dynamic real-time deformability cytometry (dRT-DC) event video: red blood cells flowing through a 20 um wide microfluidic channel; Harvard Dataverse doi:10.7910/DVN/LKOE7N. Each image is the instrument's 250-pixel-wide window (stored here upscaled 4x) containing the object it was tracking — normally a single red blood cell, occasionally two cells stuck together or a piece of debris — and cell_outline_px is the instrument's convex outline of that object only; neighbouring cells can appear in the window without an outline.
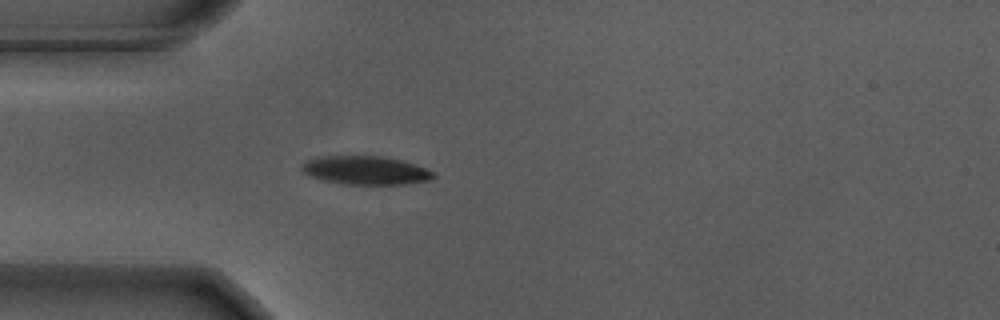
{"species": "Egyptian fruit bat (a non-hibernating species)", "species_latin": "Rousettus aegyptiacus", "temperature_condition": "warm", "stored_images_in_passage": 34, "camera_frame_rate_fps": 3000, "um_per_image_px": 0.085, "animal": {"sex": "male"}, "frame": {"image": 1, "passage_image": 1, "time_ms": 0.0, "image_size_px": [1000, 320], "cell_outline_px": [[436, 176], [428, 180], [408, 184], [344, 184], [324, 180], [312, 176], [304, 172], [300, 168], [300, 164], [304, 160], [316, 156], [384, 156], [400, 160], [424, 168], [432, 172]], "centroid_in_image_um": [31.01, 14.47], "position_along_channel_um": 54.0, "area_um2": 21.79}}
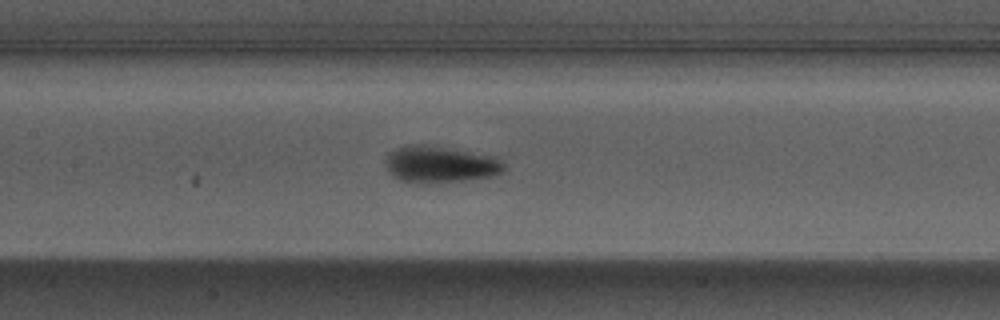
{"frame": {"image": 2, "passage_image": 11, "time_ms": 3.333, "image_size_px": [1000, 320], "cell_outline_px": [[504, 172], [492, 176], [464, 180], [428, 184], [416, 184], [400, 180], [392, 176], [388, 172], [384, 164], [384, 160], [396, 148], [408, 144], [424, 144], [492, 156], [500, 160], [504, 164]], "centroid_in_image_um": [37.35, 13.99], "position_along_channel_um": 170.1, "area_um2": 25.43}}
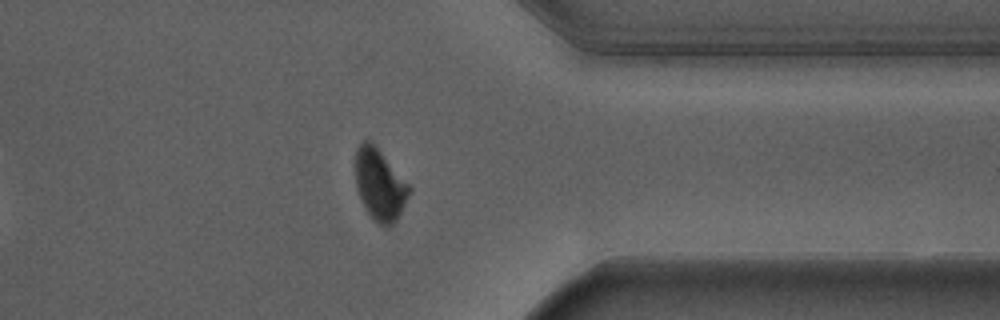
{"frame": {"image": 3, "passage_image": 29, "time_ms": 9.333, "image_size_px": [1000, 320], "cell_outline_px": [[412, 188], [396, 220], [392, 224], [380, 224], [364, 208], [356, 188], [356, 148], [364, 140], [368, 140], [380, 152]], "centroid_in_image_um": [32.26, 15.69], "position_along_channel_um": 379.1, "area_um2": 21.5}, "authors_computed_cell_mechanics": {"area_um2": 23.409, "velocity_mm_per_s": 3.659, "shape_relaxation_time_tau1_ms": 2.5172, "shape_relaxation_time_tau2_ms": null, "deformation_change_tau1": 0.1596, "deformation_change_tau2": null}}